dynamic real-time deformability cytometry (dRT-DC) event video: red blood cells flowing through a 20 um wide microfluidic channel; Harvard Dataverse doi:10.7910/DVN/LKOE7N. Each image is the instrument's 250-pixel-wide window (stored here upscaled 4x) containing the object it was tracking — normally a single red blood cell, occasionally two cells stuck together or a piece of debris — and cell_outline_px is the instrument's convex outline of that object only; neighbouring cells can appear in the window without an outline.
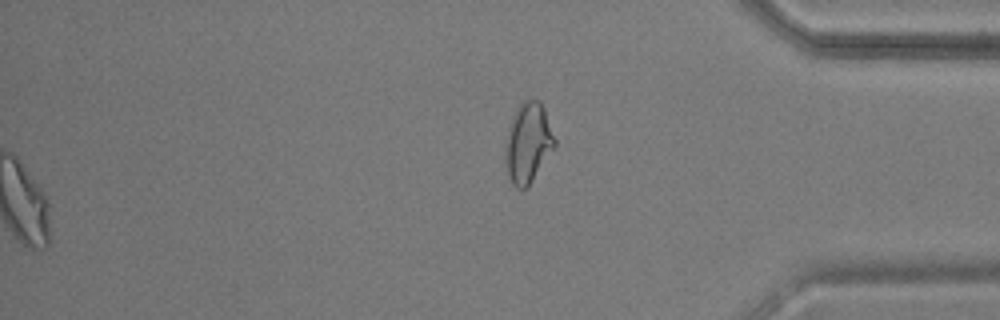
{"species": "common noctule bat (a hibernating species)", "species_latin": "Nyctalus noctula", "temperature_condition": "warm", "stored_images_in_passage": 44, "segment_of_instrument_passage": [2, 2], "camera_frame_rate_fps": 3000, "um_per_image_px": 0.085, "animal": {"sex": "male", "body_mass_g": 17.9, "forearm_length_mm": 54.2}, "frame": {"image": 1, "passage_image": 44, "time_ms": 14.333, "image_size_px": [1000, 320], "cell_outline_px": [[556, 144], [528, 188], [516, 188], [512, 184], [504, 160], [504, 156], [508, 132], [512, 116], [520, 104], [524, 100], [540, 100], [544, 108], [556, 140]], "centroid_in_image_um": [44.89, 12.15], "position_along_channel_um": 390.3, "area_um2": 22.83}}